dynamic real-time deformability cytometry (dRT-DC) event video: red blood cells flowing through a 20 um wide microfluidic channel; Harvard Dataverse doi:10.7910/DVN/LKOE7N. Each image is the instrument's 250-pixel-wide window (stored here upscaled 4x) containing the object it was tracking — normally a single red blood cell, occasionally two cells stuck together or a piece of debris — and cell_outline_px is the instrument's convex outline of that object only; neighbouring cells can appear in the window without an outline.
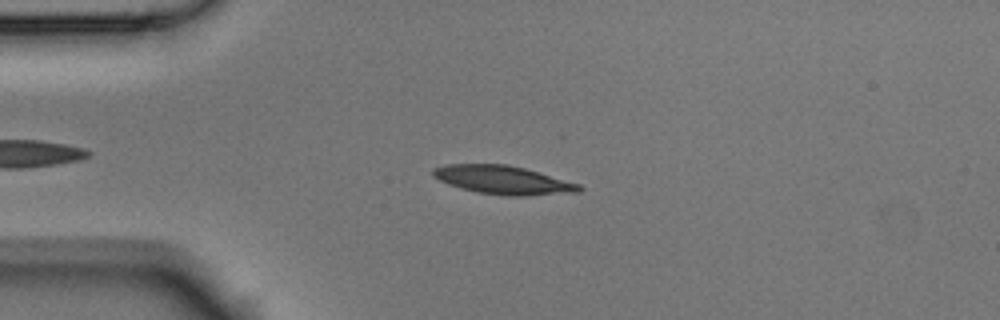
{"species": "Egyptian fruit bat (a non-hibernating species)", "species_latin": "Rousettus aegyptiacus", "temperature_condition": "room temperature", "stored_images_in_passage": 5, "camera_frame_rate_fps": 3000, "um_per_image_px": 0.085, "animal": {"sex": "male"}, "frame": {"image": 1, "passage_image": 4, "time_ms": 1.0, "image_size_px": [1000, 320], "cell_outline_px": [[584, 188], [580, 192], [524, 196], [508, 196], [476, 192], [460, 188], [448, 184], [432, 176], [432, 168], [444, 164], [504, 164], [524, 168], [580, 184]], "centroid_in_image_um": [42.74, 15.3], "position_along_channel_um": 42.3, "area_um2": 24.33}}